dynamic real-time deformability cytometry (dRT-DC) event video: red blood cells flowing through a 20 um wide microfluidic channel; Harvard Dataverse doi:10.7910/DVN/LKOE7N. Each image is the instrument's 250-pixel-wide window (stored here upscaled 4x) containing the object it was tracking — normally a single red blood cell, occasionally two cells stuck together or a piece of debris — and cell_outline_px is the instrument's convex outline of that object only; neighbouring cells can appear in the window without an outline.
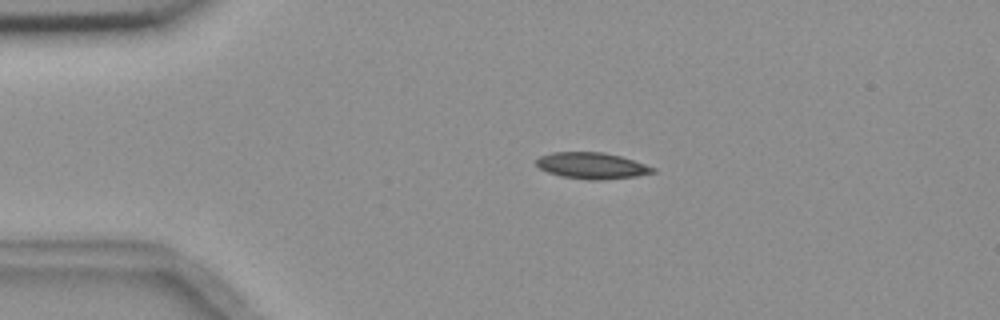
{"species": "common noctule bat (a hibernating species)", "species_latin": "Nyctalus noctula", "temperature_condition": "room temperature", "stored_images_in_passage": 4, "segment_of_instrument_passage": [1, 2], "camera_frame_rate_fps": 3000, "um_per_image_px": 0.085, "animal": {"sex": "female", "body_mass_g": 18.4}, "frame": {"image": 1, "passage_image": 2, "time_ms": 2.0, "image_size_px": [1000, 320], "cell_outline_px": [[656, 172], [636, 176], [600, 180], [588, 180], [560, 176], [548, 172], [540, 168], [536, 164], [536, 160], [540, 156], [552, 152], [604, 152], [620, 156], [656, 168]], "centroid_in_image_um": [50.3, 14.08], "position_along_channel_um": 34.7, "area_um2": 17.8}}